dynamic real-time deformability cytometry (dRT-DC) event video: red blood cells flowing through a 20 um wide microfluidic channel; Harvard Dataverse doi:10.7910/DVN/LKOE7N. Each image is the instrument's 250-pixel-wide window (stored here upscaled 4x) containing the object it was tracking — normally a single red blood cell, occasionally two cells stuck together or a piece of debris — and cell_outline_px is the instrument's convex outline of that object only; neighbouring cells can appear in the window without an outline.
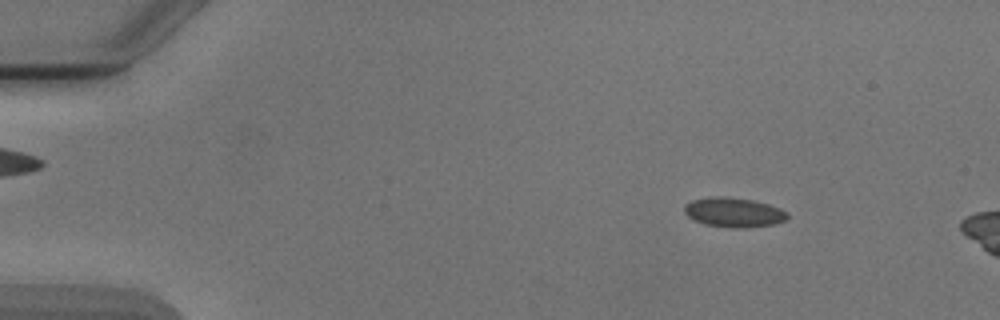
{"species": "Egyptian fruit bat (a non-hibernating species)", "species_latin": "Rousettus aegyptiacus", "temperature_condition": "cold", "stored_images_in_passage": 3, "camera_frame_rate_fps": 3000, "um_per_image_px": 0.085, "animal": {"sex": "male"}, "frame": {"image": 1, "passage_image": 1, "time_ms": 0.0, "image_size_px": [1000, 320], "cell_outline_px": [[788, 220], [772, 224], [736, 228], [708, 224], [696, 220], [688, 216], [684, 212], [684, 204], [692, 200], [712, 196], [724, 196], [752, 200], [768, 204], [780, 208], [788, 212]], "centroid_in_image_um": [62.38, 18.03], "position_along_channel_um": 22.6, "area_um2": 17.51}}